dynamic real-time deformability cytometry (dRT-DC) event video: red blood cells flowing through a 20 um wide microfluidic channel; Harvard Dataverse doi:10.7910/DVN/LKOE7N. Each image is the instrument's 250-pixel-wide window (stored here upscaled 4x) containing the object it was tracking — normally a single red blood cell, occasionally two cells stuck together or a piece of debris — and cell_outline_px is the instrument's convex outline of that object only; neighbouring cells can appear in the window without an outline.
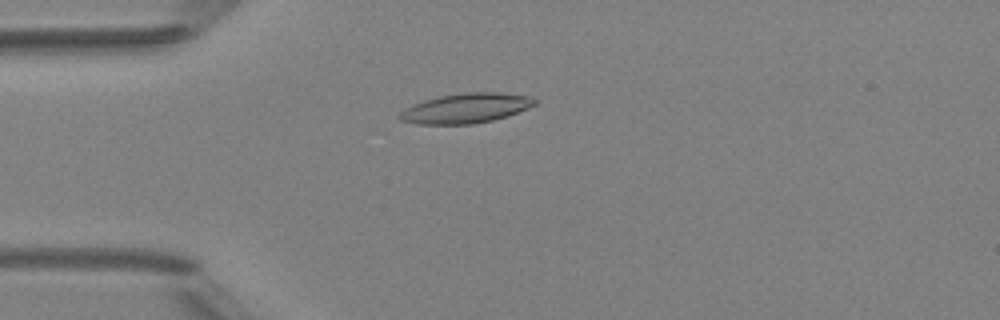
{"species": "Egyptian fruit bat (a non-hibernating species)", "species_latin": "Rousettus aegyptiacus", "temperature_condition": "room temperature", "stored_images_in_passage": 4, "camera_frame_rate_fps": 3000, "um_per_image_px": 0.085, "animal": {"sex": "female"}, "frame": {"image": 1, "passage_image": 4, "time_ms": 3.333, "image_size_px": [1000, 320], "cell_outline_px": [[536, 104], [528, 108], [508, 116], [492, 120], [472, 124], [416, 124], [400, 120], [396, 116], [404, 108], [412, 104], [424, 100], [440, 96], [464, 92], [500, 92], [532, 96], [536, 100]], "centroid_in_image_um": [39.59, 9.19], "position_along_channel_um": 45.4, "area_um2": 23.7}}